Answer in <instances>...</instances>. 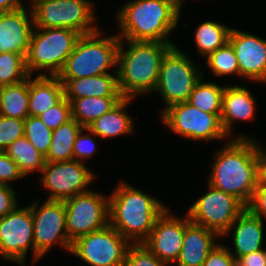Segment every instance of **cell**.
<instances>
[{
  "label": "cell",
  "instance_id": "2e32d148",
  "mask_svg": "<svg viewBox=\"0 0 266 266\" xmlns=\"http://www.w3.org/2000/svg\"><path fill=\"white\" fill-rule=\"evenodd\" d=\"M167 211L157 218L148 239L143 244L161 261L168 263L179 258L185 227L190 219L182 222L172 217L166 218Z\"/></svg>",
  "mask_w": 266,
  "mask_h": 266
},
{
  "label": "cell",
  "instance_id": "cb8c5ba5",
  "mask_svg": "<svg viewBox=\"0 0 266 266\" xmlns=\"http://www.w3.org/2000/svg\"><path fill=\"white\" fill-rule=\"evenodd\" d=\"M81 127V128H80ZM85 127L78 124L73 118L61 124L52 132L51 145L45 155L46 162H63L74 160L73 145L77 135Z\"/></svg>",
  "mask_w": 266,
  "mask_h": 266
},
{
  "label": "cell",
  "instance_id": "f35d334b",
  "mask_svg": "<svg viewBox=\"0 0 266 266\" xmlns=\"http://www.w3.org/2000/svg\"><path fill=\"white\" fill-rule=\"evenodd\" d=\"M251 201L252 202L247 205V209L254 216L260 218L261 214H264L266 216V184L258 182L257 188L254 190Z\"/></svg>",
  "mask_w": 266,
  "mask_h": 266
},
{
  "label": "cell",
  "instance_id": "836d02e7",
  "mask_svg": "<svg viewBox=\"0 0 266 266\" xmlns=\"http://www.w3.org/2000/svg\"><path fill=\"white\" fill-rule=\"evenodd\" d=\"M24 136V119L0 115V151H5L14 141Z\"/></svg>",
  "mask_w": 266,
  "mask_h": 266
},
{
  "label": "cell",
  "instance_id": "3957f363",
  "mask_svg": "<svg viewBox=\"0 0 266 266\" xmlns=\"http://www.w3.org/2000/svg\"><path fill=\"white\" fill-rule=\"evenodd\" d=\"M179 10L172 0H137L118 17L128 41L168 42L165 37L176 26Z\"/></svg>",
  "mask_w": 266,
  "mask_h": 266
},
{
  "label": "cell",
  "instance_id": "30bf717a",
  "mask_svg": "<svg viewBox=\"0 0 266 266\" xmlns=\"http://www.w3.org/2000/svg\"><path fill=\"white\" fill-rule=\"evenodd\" d=\"M200 77L190 60L172 46L162 58L156 89L162 92L169 107L187 102Z\"/></svg>",
  "mask_w": 266,
  "mask_h": 266
},
{
  "label": "cell",
  "instance_id": "d6986e66",
  "mask_svg": "<svg viewBox=\"0 0 266 266\" xmlns=\"http://www.w3.org/2000/svg\"><path fill=\"white\" fill-rule=\"evenodd\" d=\"M216 232L190 221L184 231L179 266H202L215 247L213 234Z\"/></svg>",
  "mask_w": 266,
  "mask_h": 266
},
{
  "label": "cell",
  "instance_id": "484cf974",
  "mask_svg": "<svg viewBox=\"0 0 266 266\" xmlns=\"http://www.w3.org/2000/svg\"><path fill=\"white\" fill-rule=\"evenodd\" d=\"M29 80L1 86L0 115L25 119L29 116Z\"/></svg>",
  "mask_w": 266,
  "mask_h": 266
},
{
  "label": "cell",
  "instance_id": "f6af8a7d",
  "mask_svg": "<svg viewBox=\"0 0 266 266\" xmlns=\"http://www.w3.org/2000/svg\"><path fill=\"white\" fill-rule=\"evenodd\" d=\"M172 1L180 8L181 4L180 0H172Z\"/></svg>",
  "mask_w": 266,
  "mask_h": 266
},
{
  "label": "cell",
  "instance_id": "7402d4cb",
  "mask_svg": "<svg viewBox=\"0 0 266 266\" xmlns=\"http://www.w3.org/2000/svg\"><path fill=\"white\" fill-rule=\"evenodd\" d=\"M234 233L237 258L261 250L262 219L254 216L247 208L237 217Z\"/></svg>",
  "mask_w": 266,
  "mask_h": 266
},
{
  "label": "cell",
  "instance_id": "d6a6232c",
  "mask_svg": "<svg viewBox=\"0 0 266 266\" xmlns=\"http://www.w3.org/2000/svg\"><path fill=\"white\" fill-rule=\"evenodd\" d=\"M207 64L217 75L239 73V65L232 45L227 41L222 47L210 54Z\"/></svg>",
  "mask_w": 266,
  "mask_h": 266
},
{
  "label": "cell",
  "instance_id": "f1b7e54d",
  "mask_svg": "<svg viewBox=\"0 0 266 266\" xmlns=\"http://www.w3.org/2000/svg\"><path fill=\"white\" fill-rule=\"evenodd\" d=\"M200 80L195 85L187 102L203 112L221 115L225 88L211 83L201 84Z\"/></svg>",
  "mask_w": 266,
  "mask_h": 266
},
{
  "label": "cell",
  "instance_id": "4dcf8cb0",
  "mask_svg": "<svg viewBox=\"0 0 266 266\" xmlns=\"http://www.w3.org/2000/svg\"><path fill=\"white\" fill-rule=\"evenodd\" d=\"M30 78L26 59L12 52L0 53V87L12 85Z\"/></svg>",
  "mask_w": 266,
  "mask_h": 266
},
{
  "label": "cell",
  "instance_id": "ac0fdd59",
  "mask_svg": "<svg viewBox=\"0 0 266 266\" xmlns=\"http://www.w3.org/2000/svg\"><path fill=\"white\" fill-rule=\"evenodd\" d=\"M23 7L14 11L0 12V53L28 54L31 24Z\"/></svg>",
  "mask_w": 266,
  "mask_h": 266
},
{
  "label": "cell",
  "instance_id": "7bdbcfd3",
  "mask_svg": "<svg viewBox=\"0 0 266 266\" xmlns=\"http://www.w3.org/2000/svg\"><path fill=\"white\" fill-rule=\"evenodd\" d=\"M257 146L258 182L266 184V155Z\"/></svg>",
  "mask_w": 266,
  "mask_h": 266
},
{
  "label": "cell",
  "instance_id": "5bb4252c",
  "mask_svg": "<svg viewBox=\"0 0 266 266\" xmlns=\"http://www.w3.org/2000/svg\"><path fill=\"white\" fill-rule=\"evenodd\" d=\"M45 172L43 183L52 190L48 200L64 201L77 194L84 193L93 175L79 160L63 162H46L42 169Z\"/></svg>",
  "mask_w": 266,
  "mask_h": 266
},
{
  "label": "cell",
  "instance_id": "b9f144b4",
  "mask_svg": "<svg viewBox=\"0 0 266 266\" xmlns=\"http://www.w3.org/2000/svg\"><path fill=\"white\" fill-rule=\"evenodd\" d=\"M236 266H266V252L261 249L238 257Z\"/></svg>",
  "mask_w": 266,
  "mask_h": 266
},
{
  "label": "cell",
  "instance_id": "e575fe53",
  "mask_svg": "<svg viewBox=\"0 0 266 266\" xmlns=\"http://www.w3.org/2000/svg\"><path fill=\"white\" fill-rule=\"evenodd\" d=\"M38 117L51 130L57 129L72 119L71 103L64 98L58 105L50 107Z\"/></svg>",
  "mask_w": 266,
  "mask_h": 266
},
{
  "label": "cell",
  "instance_id": "6da1fadb",
  "mask_svg": "<svg viewBox=\"0 0 266 266\" xmlns=\"http://www.w3.org/2000/svg\"><path fill=\"white\" fill-rule=\"evenodd\" d=\"M257 146L243 138L236 139L218 153L210 186L231 194L246 207L258 185Z\"/></svg>",
  "mask_w": 266,
  "mask_h": 266
},
{
  "label": "cell",
  "instance_id": "f546056e",
  "mask_svg": "<svg viewBox=\"0 0 266 266\" xmlns=\"http://www.w3.org/2000/svg\"><path fill=\"white\" fill-rule=\"evenodd\" d=\"M229 28L215 22H205L197 28L196 42L201 53L209 56L227 41Z\"/></svg>",
  "mask_w": 266,
  "mask_h": 266
},
{
  "label": "cell",
  "instance_id": "4fadbf2b",
  "mask_svg": "<svg viewBox=\"0 0 266 266\" xmlns=\"http://www.w3.org/2000/svg\"><path fill=\"white\" fill-rule=\"evenodd\" d=\"M35 204L31 206L33 216L34 257L40 258L57 238L68 250H71L72 241L66 231V211L64 201L48 200L38 212ZM62 233V234H60Z\"/></svg>",
  "mask_w": 266,
  "mask_h": 266
},
{
  "label": "cell",
  "instance_id": "52a82bcc",
  "mask_svg": "<svg viewBox=\"0 0 266 266\" xmlns=\"http://www.w3.org/2000/svg\"><path fill=\"white\" fill-rule=\"evenodd\" d=\"M85 0H43L34 4L32 22L37 28H67L81 35L96 32L89 24L93 21L91 6ZM88 25V26H87Z\"/></svg>",
  "mask_w": 266,
  "mask_h": 266
},
{
  "label": "cell",
  "instance_id": "5b68a950",
  "mask_svg": "<svg viewBox=\"0 0 266 266\" xmlns=\"http://www.w3.org/2000/svg\"><path fill=\"white\" fill-rule=\"evenodd\" d=\"M99 33L81 35L67 58L59 79H77L106 74V69L118 63L121 36L95 40Z\"/></svg>",
  "mask_w": 266,
  "mask_h": 266
},
{
  "label": "cell",
  "instance_id": "1f68e13d",
  "mask_svg": "<svg viewBox=\"0 0 266 266\" xmlns=\"http://www.w3.org/2000/svg\"><path fill=\"white\" fill-rule=\"evenodd\" d=\"M52 132L39 117L28 116L24 119V136L44 156L51 145Z\"/></svg>",
  "mask_w": 266,
  "mask_h": 266
},
{
  "label": "cell",
  "instance_id": "d4e9b609",
  "mask_svg": "<svg viewBox=\"0 0 266 266\" xmlns=\"http://www.w3.org/2000/svg\"><path fill=\"white\" fill-rule=\"evenodd\" d=\"M122 99L123 97H84L67 100L71 103L72 118L81 126L88 127Z\"/></svg>",
  "mask_w": 266,
  "mask_h": 266
},
{
  "label": "cell",
  "instance_id": "8fae6325",
  "mask_svg": "<svg viewBox=\"0 0 266 266\" xmlns=\"http://www.w3.org/2000/svg\"><path fill=\"white\" fill-rule=\"evenodd\" d=\"M64 205L65 230L72 242L79 236L96 232L109 225L105 222L106 216H109V201H105L98 194L86 191L64 200Z\"/></svg>",
  "mask_w": 266,
  "mask_h": 266
},
{
  "label": "cell",
  "instance_id": "60d3db41",
  "mask_svg": "<svg viewBox=\"0 0 266 266\" xmlns=\"http://www.w3.org/2000/svg\"><path fill=\"white\" fill-rule=\"evenodd\" d=\"M93 144V145H91ZM94 141L90 137H83L81 135H77L75 143L73 145V156L78 157H87L92 155L94 151Z\"/></svg>",
  "mask_w": 266,
  "mask_h": 266
},
{
  "label": "cell",
  "instance_id": "4316f807",
  "mask_svg": "<svg viewBox=\"0 0 266 266\" xmlns=\"http://www.w3.org/2000/svg\"><path fill=\"white\" fill-rule=\"evenodd\" d=\"M130 101V98H123L110 111L93 121L85 129L99 137H112L132 130V121L122 110Z\"/></svg>",
  "mask_w": 266,
  "mask_h": 266
},
{
  "label": "cell",
  "instance_id": "e0dca14e",
  "mask_svg": "<svg viewBox=\"0 0 266 266\" xmlns=\"http://www.w3.org/2000/svg\"><path fill=\"white\" fill-rule=\"evenodd\" d=\"M228 42L234 49L240 75L266 80V40L231 29Z\"/></svg>",
  "mask_w": 266,
  "mask_h": 266
},
{
  "label": "cell",
  "instance_id": "277c9868",
  "mask_svg": "<svg viewBox=\"0 0 266 266\" xmlns=\"http://www.w3.org/2000/svg\"><path fill=\"white\" fill-rule=\"evenodd\" d=\"M166 209L156 199L142 193L138 189L123 185L112 195L109 201V218L115 230L125 239L145 235L143 243L148 239L157 218ZM114 221V223H113ZM115 224V225H114Z\"/></svg>",
  "mask_w": 266,
  "mask_h": 266
},
{
  "label": "cell",
  "instance_id": "ee69618b",
  "mask_svg": "<svg viewBox=\"0 0 266 266\" xmlns=\"http://www.w3.org/2000/svg\"><path fill=\"white\" fill-rule=\"evenodd\" d=\"M21 7L19 0H0V12L14 11Z\"/></svg>",
  "mask_w": 266,
  "mask_h": 266
},
{
  "label": "cell",
  "instance_id": "ab89813d",
  "mask_svg": "<svg viewBox=\"0 0 266 266\" xmlns=\"http://www.w3.org/2000/svg\"><path fill=\"white\" fill-rule=\"evenodd\" d=\"M14 192L8 185L0 184V218L12 212L17 206Z\"/></svg>",
  "mask_w": 266,
  "mask_h": 266
},
{
  "label": "cell",
  "instance_id": "74e56055",
  "mask_svg": "<svg viewBox=\"0 0 266 266\" xmlns=\"http://www.w3.org/2000/svg\"><path fill=\"white\" fill-rule=\"evenodd\" d=\"M23 176L16 162L5 151H0V184L7 185V180Z\"/></svg>",
  "mask_w": 266,
  "mask_h": 266
},
{
  "label": "cell",
  "instance_id": "d590c367",
  "mask_svg": "<svg viewBox=\"0 0 266 266\" xmlns=\"http://www.w3.org/2000/svg\"><path fill=\"white\" fill-rule=\"evenodd\" d=\"M130 250V251H129ZM127 250L124 266H163L165 262L154 255L143 243Z\"/></svg>",
  "mask_w": 266,
  "mask_h": 266
},
{
  "label": "cell",
  "instance_id": "7c38bea8",
  "mask_svg": "<svg viewBox=\"0 0 266 266\" xmlns=\"http://www.w3.org/2000/svg\"><path fill=\"white\" fill-rule=\"evenodd\" d=\"M162 117L176 133L189 138H223L226 134L222 126L221 115L203 112L188 102L166 107Z\"/></svg>",
  "mask_w": 266,
  "mask_h": 266
},
{
  "label": "cell",
  "instance_id": "9c48e42d",
  "mask_svg": "<svg viewBox=\"0 0 266 266\" xmlns=\"http://www.w3.org/2000/svg\"><path fill=\"white\" fill-rule=\"evenodd\" d=\"M112 226L76 238L71 245L72 253L91 266H124L126 240Z\"/></svg>",
  "mask_w": 266,
  "mask_h": 266
},
{
  "label": "cell",
  "instance_id": "ffe728a7",
  "mask_svg": "<svg viewBox=\"0 0 266 266\" xmlns=\"http://www.w3.org/2000/svg\"><path fill=\"white\" fill-rule=\"evenodd\" d=\"M60 81L63 83L66 99L123 97L119 90L118 77L108 73L77 79H60Z\"/></svg>",
  "mask_w": 266,
  "mask_h": 266
},
{
  "label": "cell",
  "instance_id": "603a6c76",
  "mask_svg": "<svg viewBox=\"0 0 266 266\" xmlns=\"http://www.w3.org/2000/svg\"><path fill=\"white\" fill-rule=\"evenodd\" d=\"M250 93L241 87H227L223 93L221 122L227 133L234 119H249L253 116L254 103Z\"/></svg>",
  "mask_w": 266,
  "mask_h": 266
},
{
  "label": "cell",
  "instance_id": "8d00e7d4",
  "mask_svg": "<svg viewBox=\"0 0 266 266\" xmlns=\"http://www.w3.org/2000/svg\"><path fill=\"white\" fill-rule=\"evenodd\" d=\"M202 266H236V257L221 246H215Z\"/></svg>",
  "mask_w": 266,
  "mask_h": 266
},
{
  "label": "cell",
  "instance_id": "ba28073f",
  "mask_svg": "<svg viewBox=\"0 0 266 266\" xmlns=\"http://www.w3.org/2000/svg\"><path fill=\"white\" fill-rule=\"evenodd\" d=\"M210 189L190 208L188 218L217 235L226 234L247 207L231 194L212 186Z\"/></svg>",
  "mask_w": 266,
  "mask_h": 266
},
{
  "label": "cell",
  "instance_id": "83f0119b",
  "mask_svg": "<svg viewBox=\"0 0 266 266\" xmlns=\"http://www.w3.org/2000/svg\"><path fill=\"white\" fill-rule=\"evenodd\" d=\"M5 152L16 162L23 175L37 167L42 170L46 164L45 156L25 136L14 141Z\"/></svg>",
  "mask_w": 266,
  "mask_h": 266
},
{
  "label": "cell",
  "instance_id": "44dd1931",
  "mask_svg": "<svg viewBox=\"0 0 266 266\" xmlns=\"http://www.w3.org/2000/svg\"><path fill=\"white\" fill-rule=\"evenodd\" d=\"M64 98V86L58 76H38L34 81H29V116L38 117Z\"/></svg>",
  "mask_w": 266,
  "mask_h": 266
},
{
  "label": "cell",
  "instance_id": "8992f818",
  "mask_svg": "<svg viewBox=\"0 0 266 266\" xmlns=\"http://www.w3.org/2000/svg\"><path fill=\"white\" fill-rule=\"evenodd\" d=\"M42 33L31 34L26 68L31 76L32 69L51 68L52 76H57L63 69L67 58L73 52L76 42L81 36L73 29L41 28ZM46 30V32H45ZM36 36H35V35Z\"/></svg>",
  "mask_w": 266,
  "mask_h": 266
},
{
  "label": "cell",
  "instance_id": "7a4b0ae2",
  "mask_svg": "<svg viewBox=\"0 0 266 266\" xmlns=\"http://www.w3.org/2000/svg\"><path fill=\"white\" fill-rule=\"evenodd\" d=\"M128 42V51L123 52L120 45L118 49V63L121 65L117 77L123 98H131V94L156 89L162 58L174 46L169 42Z\"/></svg>",
  "mask_w": 266,
  "mask_h": 266
},
{
  "label": "cell",
  "instance_id": "bcb514c9",
  "mask_svg": "<svg viewBox=\"0 0 266 266\" xmlns=\"http://www.w3.org/2000/svg\"><path fill=\"white\" fill-rule=\"evenodd\" d=\"M0 104H1V87H0Z\"/></svg>",
  "mask_w": 266,
  "mask_h": 266
},
{
  "label": "cell",
  "instance_id": "9a60e30c",
  "mask_svg": "<svg viewBox=\"0 0 266 266\" xmlns=\"http://www.w3.org/2000/svg\"><path fill=\"white\" fill-rule=\"evenodd\" d=\"M31 207L16 208L0 218V252L22 264L27 248L34 243Z\"/></svg>",
  "mask_w": 266,
  "mask_h": 266
}]
</instances>
